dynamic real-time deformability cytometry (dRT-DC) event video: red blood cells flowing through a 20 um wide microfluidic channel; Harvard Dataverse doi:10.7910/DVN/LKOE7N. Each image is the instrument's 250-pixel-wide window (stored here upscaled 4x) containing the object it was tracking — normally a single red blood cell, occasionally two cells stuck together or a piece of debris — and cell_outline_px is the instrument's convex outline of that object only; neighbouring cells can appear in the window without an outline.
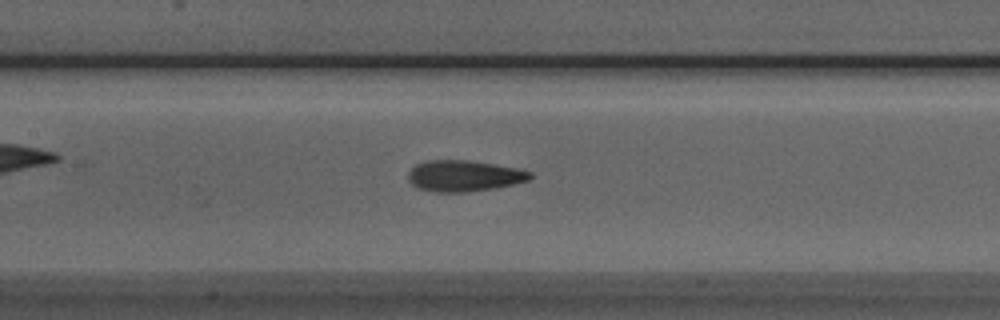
{"species": "Egyptian fruit bat (a non-hibernating species)", "species_latin": "Rousettus aegyptiacus", "temperature_condition": "room temperature", "stored_images_in_passage": 36, "camera_frame_rate_fps": 3000, "um_per_image_px": 0.085, "animal": {"sex": "male"}, "frame": {"image": 1, "passage_image": 22, "time_ms": 7.0, "image_size_px": [1000, 320], "cell_outline_px": [[532, 176], [528, 180], [512, 184], [492, 188], [468, 192], [432, 192], [420, 188], [412, 184], [408, 180], [408, 172], [416, 164], [428, 160], [468, 160], [516, 168], [532, 172]], "centroid_in_image_um": [39.4, 14.95], "position_along_channel_um": 168.0, "area_um2": 21.91}}
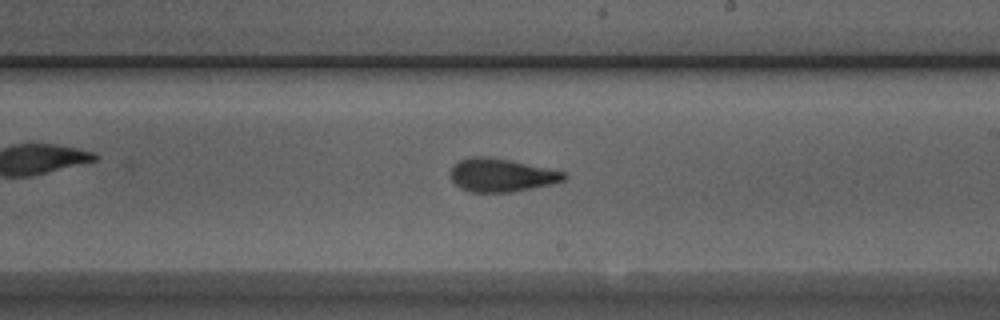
{"frame": {"image": 2, "passage_image": 28, "time_ms": 9.0, "image_size_px": [1000, 320], "cell_outline_px": [[568, 176], [564, 180], [552, 184], [512, 192], [468, 192], [460, 188], [452, 180], [448, 172], [460, 160], [472, 156], [488, 156], [508, 160], [564, 172]], "centroid_in_image_um": [42.58, 14.9], "position_along_channel_um": 246.4, "area_um2": 21.85}}
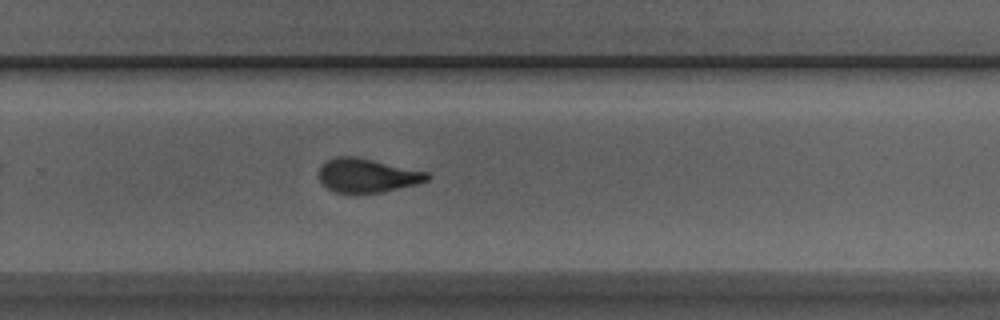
{"frame": {"image": 3, "passage_image": 32, "time_ms": 10.333, "image_size_px": [1000, 320], "cell_outline_px": [[432, 176], [428, 180], [416, 184], [384, 192], [336, 192], [328, 188], [320, 180], [320, 168], [328, 160], [336, 156], [356, 156], [428, 172]], "centroid_in_image_um": [31.26, 14.9], "position_along_channel_um": 298.5, "area_um2": 21.1}}